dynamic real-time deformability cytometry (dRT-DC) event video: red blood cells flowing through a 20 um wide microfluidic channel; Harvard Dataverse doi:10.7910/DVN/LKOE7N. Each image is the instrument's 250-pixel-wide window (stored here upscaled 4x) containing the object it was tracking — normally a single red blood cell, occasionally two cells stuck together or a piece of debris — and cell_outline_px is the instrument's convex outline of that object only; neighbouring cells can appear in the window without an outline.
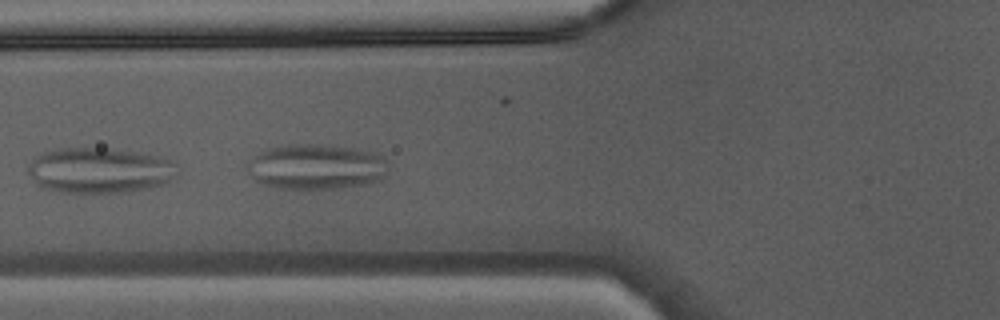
{"species": "Egyptian fruit bat (a non-hibernating species)", "species_latin": "Rousettus aegyptiacus", "temperature_condition": "warm", "stored_images_in_passage": 4, "camera_frame_rate_fps": 3000, "um_per_image_px": 0.085, "animal": {"sex": "male"}, "frame": {"image": 1, "passage_image": 3, "time_ms": 0.667, "image_size_px": [1000, 320], "cell_outline_px": [[180, 172], [168, 184], [148, 188], [124, 192], [56, 192], [40, 184], [28, 172], [28, 164], [40, 152], [56, 148], [112, 148], [160, 156], [172, 160], [176, 164]], "centroid_in_image_um": [8.54, 14.46], "position_along_channel_um": 117.3, "area_um2": 39.88}}